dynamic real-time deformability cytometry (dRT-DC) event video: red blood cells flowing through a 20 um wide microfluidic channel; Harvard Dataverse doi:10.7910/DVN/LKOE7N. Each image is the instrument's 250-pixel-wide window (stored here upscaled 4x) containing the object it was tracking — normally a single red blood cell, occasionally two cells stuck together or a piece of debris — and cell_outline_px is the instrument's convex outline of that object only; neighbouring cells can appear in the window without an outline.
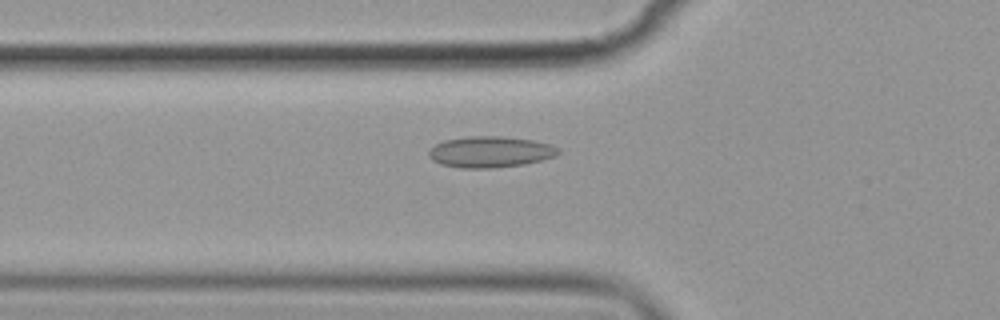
{"species": "common noctule bat (a hibernating species)", "species_latin": "Nyctalus noctula", "temperature_condition": "cold", "stored_images_in_passage": 39, "camera_frame_rate_fps": 3000, "um_per_image_px": 0.085, "animal": {"sex": "female", "body_mass_g": 19.9}, "frame": {"image": 1, "passage_image": 6, "time_ms": 1.667, "image_size_px": [1000, 320], "cell_outline_px": [[560, 152], [556, 156], [524, 164], [492, 168], [460, 168], [440, 164], [432, 160], [428, 156], [428, 152], [436, 144], [444, 140], [468, 136], [500, 136], [532, 140], [552, 144], [560, 148]], "centroid_in_image_um": [41.68, 12.91], "position_along_channel_um": 84.1, "area_um2": 23.58}}
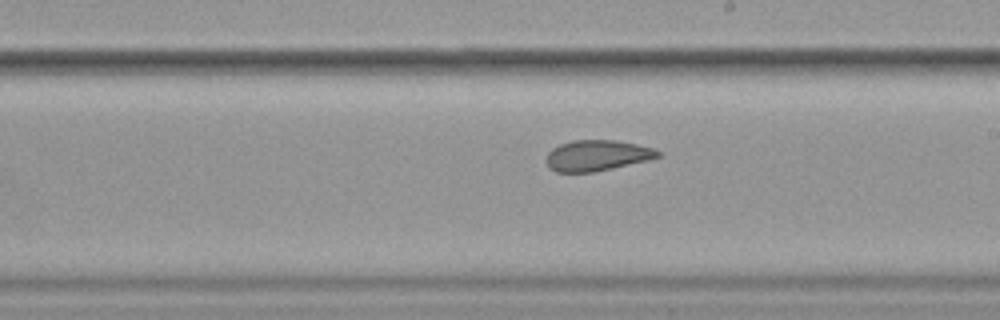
{"frame": {"image": 2, "passage_image": 19, "time_ms": 6.0, "image_size_px": [1000, 320], "cell_outline_px": [[660, 156], [648, 160], [612, 168], [592, 172], [556, 172], [548, 168], [544, 160], [548, 152], [552, 148], [560, 144], [572, 140], [616, 140], [636, 144], [652, 148], [660, 152]], "centroid_in_image_um": [50.68, 13.22], "position_along_channel_um": 238.3, "area_um2": 20.06}}
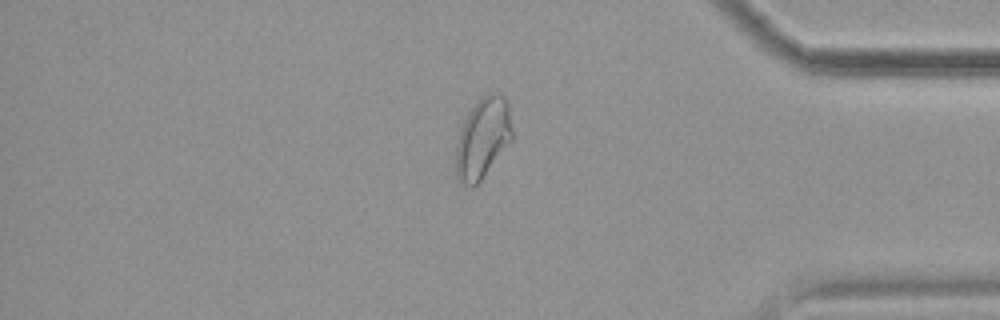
{"frame": {"image": 3, "passage_image": 34, "time_ms": 11.0, "image_size_px": [1000, 320], "cell_outline_px": [[512, 140], [480, 180], [472, 188], [464, 184], [456, 176], [456, 144], [460, 128], [468, 112], [476, 100], [480, 96], [488, 92], [500, 92], [508, 100], [512, 132]], "centroid_in_image_um": [41.03, 11.67], "position_along_channel_um": 394.2, "area_um2": 26.65}}